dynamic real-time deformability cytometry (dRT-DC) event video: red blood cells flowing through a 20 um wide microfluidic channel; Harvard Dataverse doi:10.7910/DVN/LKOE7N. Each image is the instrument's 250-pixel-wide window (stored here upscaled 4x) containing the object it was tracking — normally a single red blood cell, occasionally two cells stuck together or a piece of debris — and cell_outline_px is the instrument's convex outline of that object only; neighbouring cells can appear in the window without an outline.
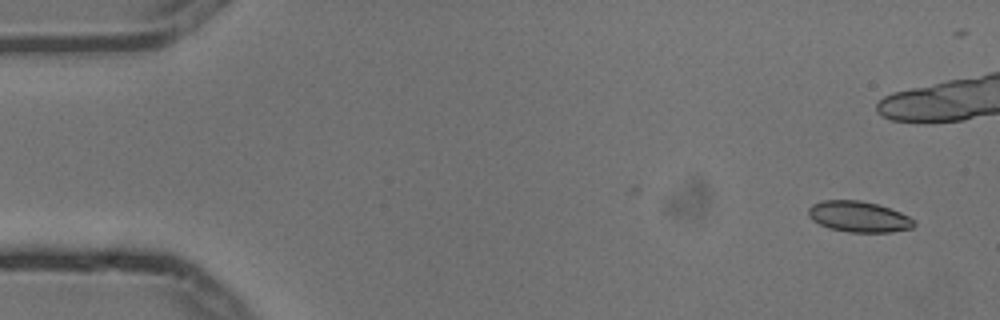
{"species": "common noctule bat (a hibernating species)", "species_latin": "Nyctalus noctula", "temperature_condition": "cold", "stored_images_in_passage": 5, "camera_frame_rate_fps": 3000, "um_per_image_px": 0.085, "animal": {"sex": "male", "body_mass_g": 13.3}, "frame": {"image": 1, "passage_image": 1, "time_ms": 0.0, "image_size_px": [1000, 320], "cell_outline_px": [[916, 224], [912, 228], [892, 232], [848, 232], [828, 228], [812, 220], [808, 216], [808, 208], [812, 204], [820, 200], [860, 200], [876, 204], [900, 212], [916, 220]], "centroid_in_image_um": [72.98, 18.42], "position_along_channel_um": 12.0, "area_um2": 19.13}}